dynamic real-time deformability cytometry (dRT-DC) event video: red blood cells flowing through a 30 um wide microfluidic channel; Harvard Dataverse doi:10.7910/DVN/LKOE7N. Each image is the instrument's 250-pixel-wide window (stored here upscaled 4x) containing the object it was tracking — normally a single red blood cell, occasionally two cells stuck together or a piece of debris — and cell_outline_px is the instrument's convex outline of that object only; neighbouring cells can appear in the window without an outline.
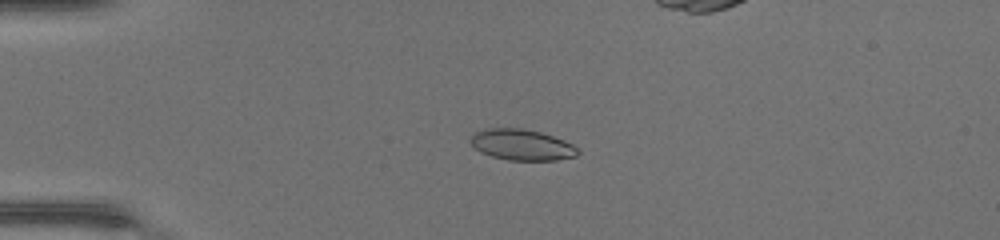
{"species": "common noctule bat (a hibernating species)", "species_latin": "Nyctalus noctula", "temperature_condition": "warm", "stored_images_in_passage": 43, "camera_frame_rate_fps": 3000, "um_per_image_px": 0.085, "animal": {"sex": "female", "body_mass_g": 17.0, "forearm_length_mm": 48.0}, "frame": {"image": 1, "passage_image": 8, "time_ms": 2.333, "image_size_px": [1000, 240], "cell_outline_px": [[580, 152], [576, 156], [556, 160], [508, 160], [492, 156], [480, 152], [468, 140], [468, 136], [484, 128], [524, 128], [540, 132], [564, 140], [572, 144]], "centroid_in_image_um": [44.32, 12.3], "position_along_channel_um": 40.7, "area_um2": 19.42}}
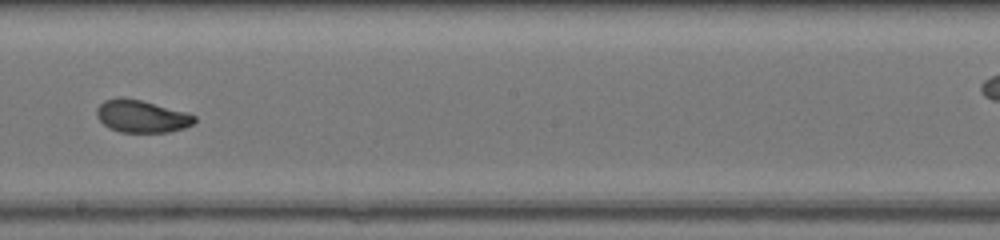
{"frame": {"image": 2, "passage_image": 24, "time_ms": 7.667, "image_size_px": [1000, 240], "cell_outline_px": [[196, 120], [192, 124], [184, 128], [168, 132], [120, 132], [108, 128], [96, 116], [96, 108], [104, 100], [140, 100], [188, 112], [196, 116]], "centroid_in_image_um": [12.07, 9.92], "position_along_channel_um": 236.1, "area_um2": 18.09}}
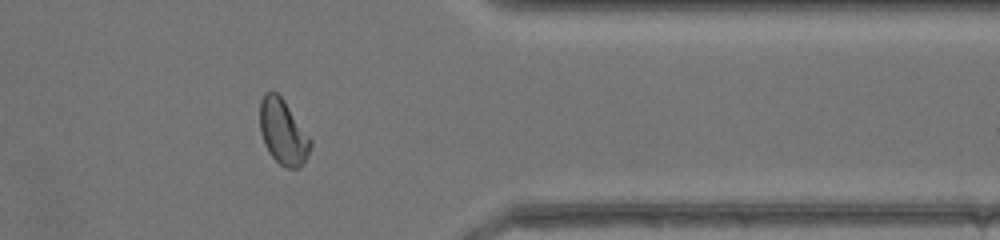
{"frame": {"image": 3, "passage_image": 35, "time_ms": 11.333, "image_size_px": [1000, 240], "cell_outline_px": [[312, 144], [308, 156], [300, 168], [288, 168], [280, 164], [268, 152], [264, 144], [260, 132], [260, 100], [264, 92], [276, 92], [284, 100], [312, 140]], "centroid_in_image_um": [24.05, 11.23], "position_along_channel_um": 387.3, "area_um2": 19.25}, "authors_computed_cell_mechanics": {"area_um2": 19.2474, "velocity_mm_per_s": 4.4379, "shape_relaxation_time_tau1_ms": 4.8757, "shape_relaxation_time_tau2_ms": 1.0231, "deformation_change_tau1": 0.1634, "deformation_change_tau2": 0.0538}}